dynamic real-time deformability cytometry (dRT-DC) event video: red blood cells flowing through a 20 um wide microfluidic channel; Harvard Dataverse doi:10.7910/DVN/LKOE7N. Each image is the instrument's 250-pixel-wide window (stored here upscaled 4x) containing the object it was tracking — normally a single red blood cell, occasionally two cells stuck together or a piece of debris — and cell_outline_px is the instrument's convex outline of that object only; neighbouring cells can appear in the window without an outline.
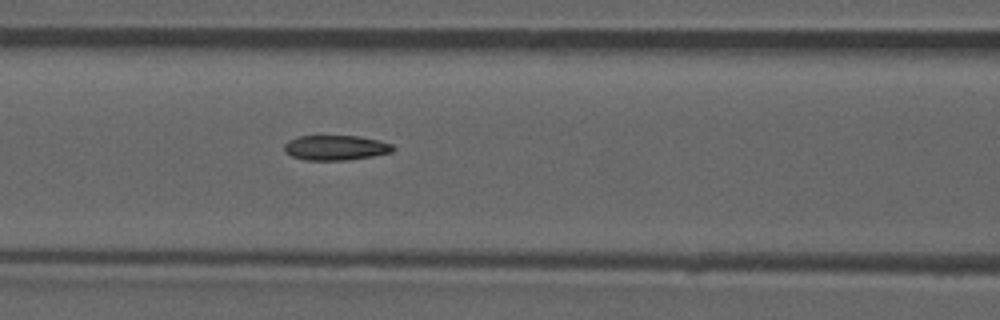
{"species": "common noctule bat (a hibernating species)", "species_latin": "Nyctalus noctula", "temperature_condition": "room temperature", "stored_images_in_passage": 53, "camera_frame_rate_fps": 3000, "um_per_image_px": 0.085, "animal": {"sex": "male", "forearm_length_mm": 52.5}, "frame": {"image": 1, "passage_image": 23, "time_ms": 7.333, "image_size_px": [1000, 320], "cell_outline_px": [[396, 148], [392, 152], [372, 156], [348, 160], [304, 160], [292, 156], [284, 152], [284, 144], [288, 140], [296, 136], [360, 136], [380, 140], [392, 144]], "centroid_in_image_um": [28.53, 12.55], "position_along_channel_um": 138.1, "area_um2": 16.01}, "authors_computed_cell_mechanics": {"area_um2": 16.2996, "velocity_mm_per_s": 3.8988, "shape_relaxation_time_tau1_ms": null, "shape_relaxation_time_tau2_ms": 3.4593, "deformation_change_tau1": null, "deformation_change_tau2": 0.1163}}